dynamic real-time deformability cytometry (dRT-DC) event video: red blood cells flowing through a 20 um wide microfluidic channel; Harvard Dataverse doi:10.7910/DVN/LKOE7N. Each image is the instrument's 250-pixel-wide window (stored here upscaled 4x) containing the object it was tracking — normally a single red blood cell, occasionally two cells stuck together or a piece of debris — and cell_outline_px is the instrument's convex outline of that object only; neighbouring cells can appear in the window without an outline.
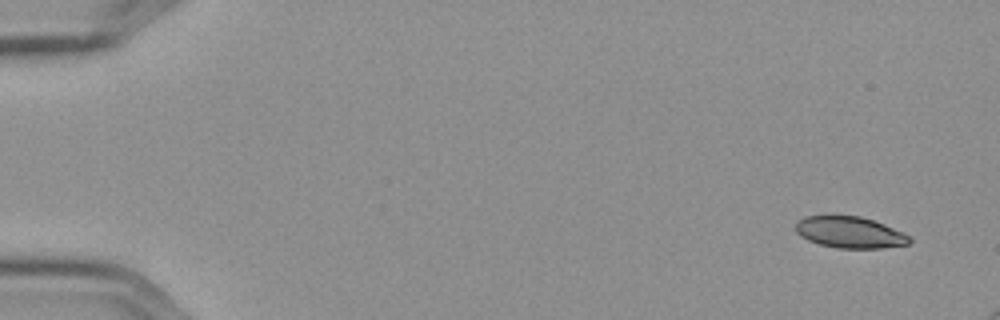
{"species": "Egyptian fruit bat (a non-hibernating species)", "species_latin": "Rousettus aegyptiacus", "temperature_condition": "cold", "stored_images_in_passage": 4, "camera_frame_rate_fps": 3000, "um_per_image_px": 0.085, "frame": {"image": 1, "passage_image": 1, "time_ms": 0.0, "image_size_px": [1000, 320], "cell_outline_px": [[912, 240], [908, 244], [884, 248], [836, 248], [820, 244], [808, 240], [800, 236], [796, 232], [796, 220], [804, 216], [832, 212], [860, 216], [884, 224], [904, 232]], "centroid_in_image_um": [72.17, 19.69], "position_along_channel_um": 12.8, "area_um2": 21.68}}